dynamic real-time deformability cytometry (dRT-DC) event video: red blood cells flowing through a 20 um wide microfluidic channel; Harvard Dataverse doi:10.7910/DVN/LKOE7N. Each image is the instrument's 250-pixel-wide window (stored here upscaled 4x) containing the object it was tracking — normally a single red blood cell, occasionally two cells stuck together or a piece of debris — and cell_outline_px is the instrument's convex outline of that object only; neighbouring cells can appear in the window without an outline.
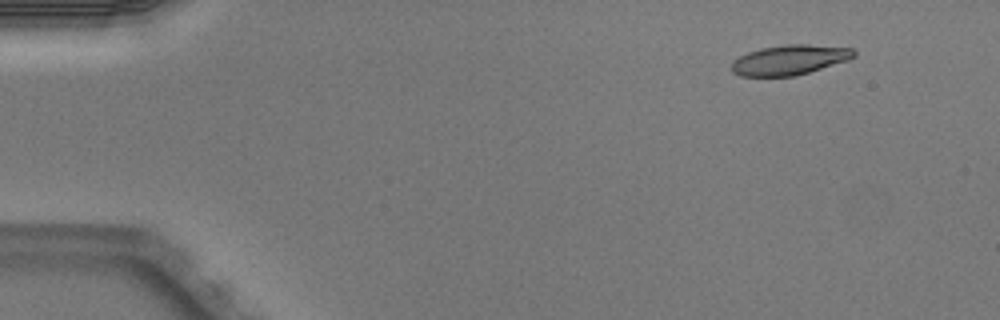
{"species": "Egyptian fruit bat (a non-hibernating species)", "species_latin": "Rousettus aegyptiacus", "temperature_condition": "warm", "stored_images_in_passage": 5, "camera_frame_rate_fps": 3000, "um_per_image_px": 0.085, "animal": {"sex": "male"}, "frame": {"image": 1, "passage_image": 2, "time_ms": 0.333, "image_size_px": [1000, 320], "cell_outline_px": [[856, 56], [848, 60], [796, 76], [740, 76], [732, 72], [732, 64], [740, 56], [748, 52], [760, 48], [784, 44], [808, 44], [852, 48], [856, 52]], "centroid_in_image_um": [67.14, 5.08], "position_along_channel_um": 17.9, "area_um2": 21.33}}